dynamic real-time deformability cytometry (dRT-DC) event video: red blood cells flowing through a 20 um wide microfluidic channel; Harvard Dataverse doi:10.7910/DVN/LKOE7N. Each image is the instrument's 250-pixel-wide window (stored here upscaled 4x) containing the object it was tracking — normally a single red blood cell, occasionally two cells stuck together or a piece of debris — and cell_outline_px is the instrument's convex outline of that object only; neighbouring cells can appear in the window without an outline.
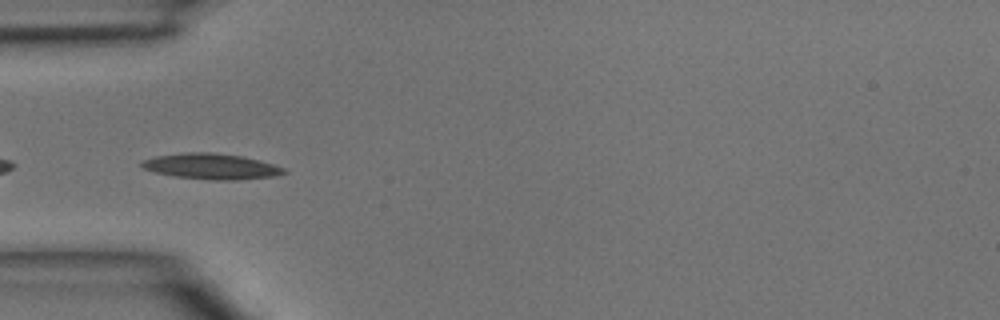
{"species": "common noctule bat (a hibernating species)", "species_latin": "Nyctalus noctula", "temperature_condition": "room temperature", "stored_images_in_passage": 45, "camera_frame_rate_fps": 3000, "um_per_image_px": 0.085, "animal": {"sex": "male", "body_mass_g": 15.6}, "frame": {"image": 1, "passage_image": 13, "time_ms": 4.0, "image_size_px": [1000, 320], "cell_outline_px": [[288, 172], [272, 176], [236, 180], [212, 180], [176, 176], [156, 172], [144, 168], [140, 164], [144, 160], [156, 156], [180, 152], [212, 152], [244, 156], [260, 160], [284, 168]], "centroid_in_image_um": [17.97, 14.13], "position_along_channel_um": 67.0, "area_um2": 21.15}}
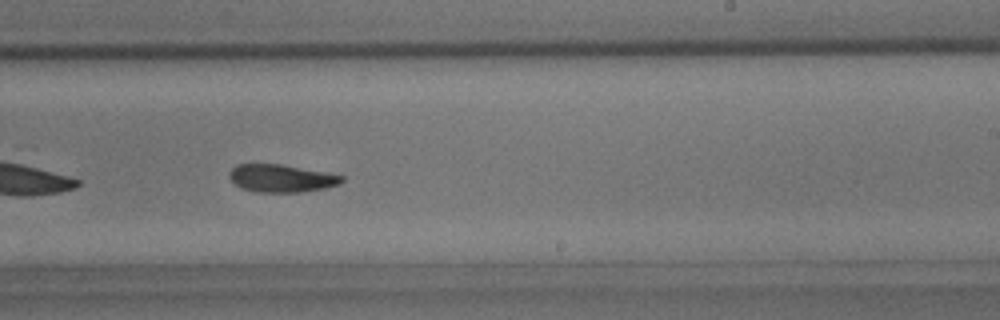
{"frame": {"image": 2, "passage_image": 27, "time_ms": 8.667, "image_size_px": [1000, 320], "cell_outline_px": [[344, 180], [340, 184], [324, 188], [300, 192], [256, 192], [240, 188], [228, 176], [228, 172], [236, 164], [280, 164], [324, 172], [344, 176]], "centroid_in_image_um": [23.88, 15.15], "position_along_channel_um": 265.1, "area_um2": 18.09}}
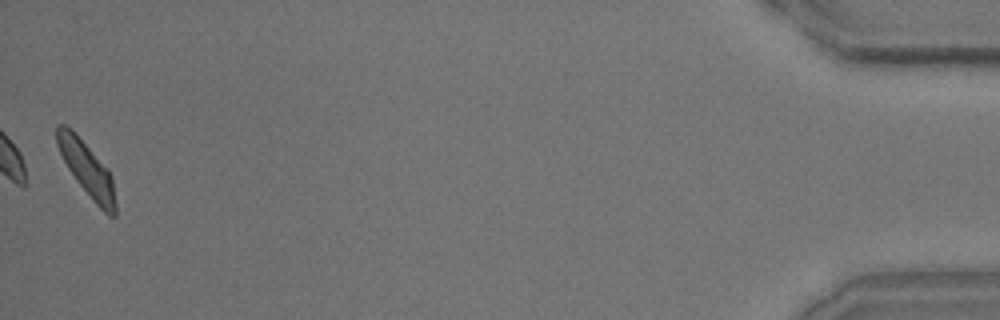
{"frame": {"image": 3, "passage_image": 45, "time_ms": 14.667, "image_size_px": [1000, 320], "cell_outline_px": [[116, 216], [108, 216], [96, 204], [76, 180], [68, 168], [56, 144], [56, 128], [60, 124], [64, 124], [76, 132], [108, 168], [112, 176], [116, 204]], "centroid_in_image_um": [7.41, 14.36], "position_along_channel_um": 427.8, "area_um2": 18.55}}